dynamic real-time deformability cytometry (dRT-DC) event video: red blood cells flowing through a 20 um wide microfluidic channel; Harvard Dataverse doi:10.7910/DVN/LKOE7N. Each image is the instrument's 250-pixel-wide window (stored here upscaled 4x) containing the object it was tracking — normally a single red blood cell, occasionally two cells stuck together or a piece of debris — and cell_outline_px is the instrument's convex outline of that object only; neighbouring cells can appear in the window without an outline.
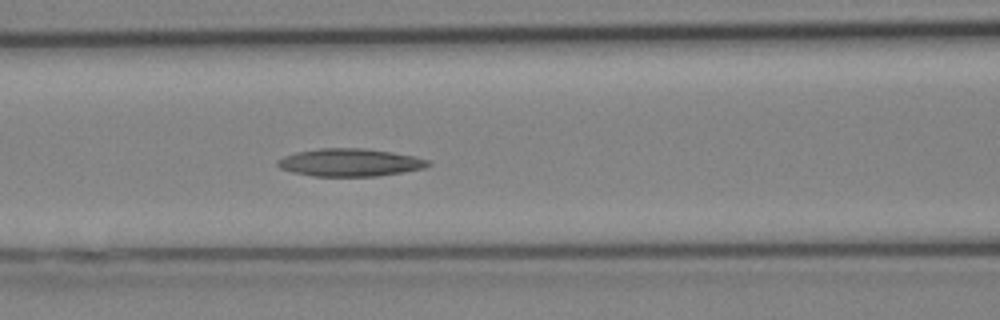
{"species": "Egyptian fruit bat (a non-hibernating species)", "species_latin": "Rousettus aegyptiacus", "temperature_condition": "cold", "stored_images_in_passage": 14, "camera_frame_rate_fps": 3000, "um_per_image_px": 0.085, "animal": {"sex": "female"}, "frame": {"image": 1, "passage_image": 12, "time_ms": 3.667, "image_size_px": [1000, 320], "cell_outline_px": [[432, 164], [424, 168], [376, 176], [312, 176], [292, 172], [280, 168], [276, 164], [276, 160], [284, 156], [296, 152], [320, 148], [364, 148], [392, 152], [416, 156], [432, 160]], "centroid_in_image_um": [29.75, 13.8], "position_along_channel_um": 136.8, "area_um2": 24.45}}
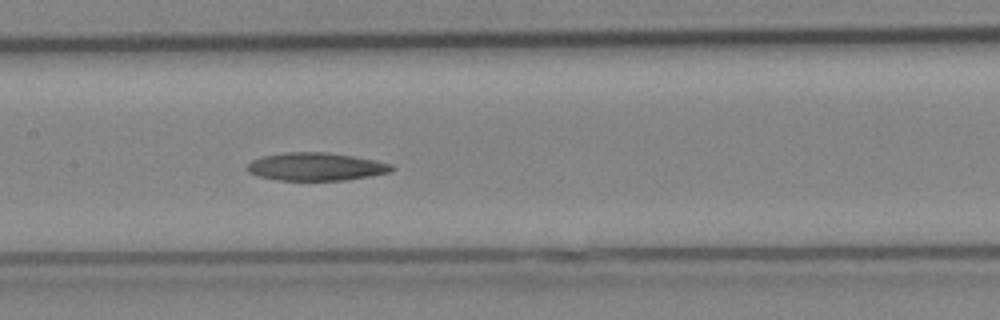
{"frame": {"image": 2, "passage_image": 14, "time_ms": 4.333, "image_size_px": [1000, 320], "cell_outline_px": [[396, 168], [392, 172], [344, 180], [280, 180], [260, 176], [248, 172], [248, 164], [252, 160], [264, 156], [288, 152], [328, 152], [376, 160], [392, 164]], "centroid_in_image_um": [26.91, 14.16], "position_along_channel_um": 180.5, "area_um2": 23.35}}